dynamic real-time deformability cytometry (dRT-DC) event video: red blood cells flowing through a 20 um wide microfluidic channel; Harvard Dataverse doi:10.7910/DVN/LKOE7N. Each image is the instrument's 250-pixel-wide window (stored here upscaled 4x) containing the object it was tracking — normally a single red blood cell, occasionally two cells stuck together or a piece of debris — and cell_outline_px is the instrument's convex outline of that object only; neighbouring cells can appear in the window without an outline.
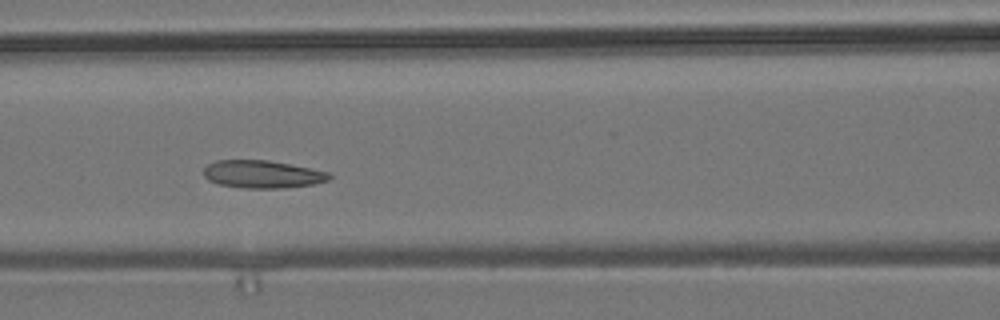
{"species": "common noctule bat (a hibernating species)", "species_latin": "Nyctalus noctula", "temperature_condition": "room temperature", "stored_images_in_passage": 7, "camera_frame_rate_fps": 3000, "um_per_image_px": 0.085, "animal": {"sex": "male", "body_mass_g": 19.2, "forearm_length_mm": 51.8}, "frame": {"image": 1, "passage_image": 6, "time_ms": 5.667, "image_size_px": [1000, 320], "cell_outline_px": [[332, 176], [328, 180], [312, 184], [284, 188], [244, 188], [220, 184], [208, 180], [204, 176], [204, 168], [208, 164], [216, 160], [268, 160], [312, 168], [328, 172]], "centroid_in_image_um": [22.3, 14.8], "position_along_channel_um": 144.3, "area_um2": 20.23}}
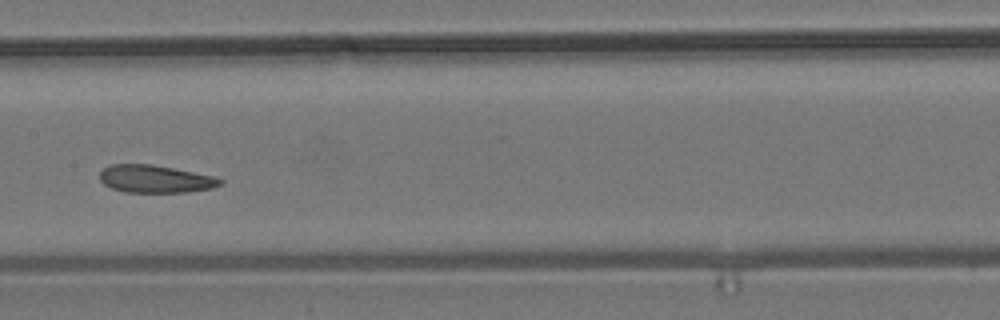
{"frame": {"image": 2, "passage_image": 7, "time_ms": 7.0, "image_size_px": [1000, 320], "cell_outline_px": [[224, 180], [220, 184], [212, 188], [184, 192], [124, 192], [112, 188], [104, 184], [100, 180], [100, 172], [108, 164], [152, 164], [216, 176]], "centroid_in_image_um": [13.19, 15.2], "position_along_channel_um": 194.2, "area_um2": 19.42}}